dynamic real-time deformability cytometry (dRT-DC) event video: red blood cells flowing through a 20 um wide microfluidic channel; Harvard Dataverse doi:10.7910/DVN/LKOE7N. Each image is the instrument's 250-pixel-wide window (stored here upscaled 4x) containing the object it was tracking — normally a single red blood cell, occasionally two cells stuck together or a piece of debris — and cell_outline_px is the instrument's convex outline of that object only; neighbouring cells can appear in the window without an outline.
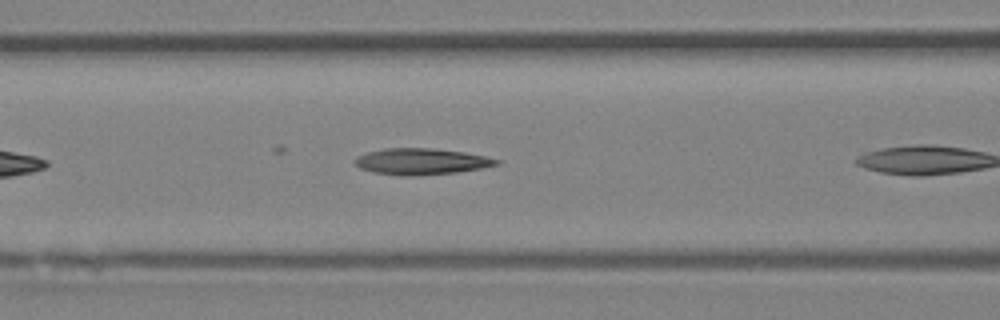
{"species": "Egyptian fruit bat (a non-hibernating species)", "species_latin": "Rousettus aegyptiacus", "temperature_condition": "room temperature", "stored_images_in_passage": 8, "camera_frame_rate_fps": 3000, "um_per_image_px": 0.085, "animal": {"sex": "female"}, "frame": {"image": 1, "passage_image": 7, "time_ms": 2.0, "image_size_px": [1000, 320], "cell_outline_px": [[500, 164], [480, 168], [456, 172], [416, 176], [404, 176], [372, 172], [360, 168], [352, 160], [356, 156], [368, 152], [384, 148], [428, 148], [464, 152], [484, 156], [500, 160]], "centroid_in_image_um": [35.76, 13.73], "position_along_channel_um": 130.8, "area_um2": 21.62}}